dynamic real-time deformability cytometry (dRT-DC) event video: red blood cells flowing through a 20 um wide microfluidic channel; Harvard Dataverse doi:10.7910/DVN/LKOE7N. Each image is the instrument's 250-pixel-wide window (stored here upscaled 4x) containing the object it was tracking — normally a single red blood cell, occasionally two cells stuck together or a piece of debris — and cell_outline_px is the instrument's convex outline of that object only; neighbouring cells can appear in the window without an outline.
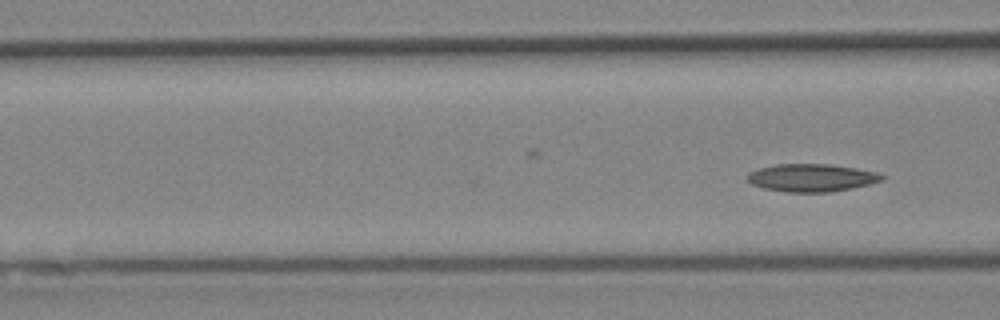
{"species": "Egyptian fruit bat (a non-hibernating species)", "species_latin": "Rousettus aegyptiacus", "temperature_condition": "cold", "stored_images_in_passage": 9, "camera_frame_rate_fps": 3000, "um_per_image_px": 0.085, "animal": {"sex": "female"}, "frame": {"image": 1, "passage_image": 9, "time_ms": 2.667, "image_size_px": [1000, 320], "cell_outline_px": [[884, 180], [852, 188], [832, 192], [784, 192], [764, 188], [752, 184], [748, 180], [748, 172], [760, 168], [776, 164], [832, 164], [856, 168], [876, 172], [884, 176]], "centroid_in_image_um": [68.99, 15.11], "position_along_channel_um": 97.6, "area_um2": 21.73}}